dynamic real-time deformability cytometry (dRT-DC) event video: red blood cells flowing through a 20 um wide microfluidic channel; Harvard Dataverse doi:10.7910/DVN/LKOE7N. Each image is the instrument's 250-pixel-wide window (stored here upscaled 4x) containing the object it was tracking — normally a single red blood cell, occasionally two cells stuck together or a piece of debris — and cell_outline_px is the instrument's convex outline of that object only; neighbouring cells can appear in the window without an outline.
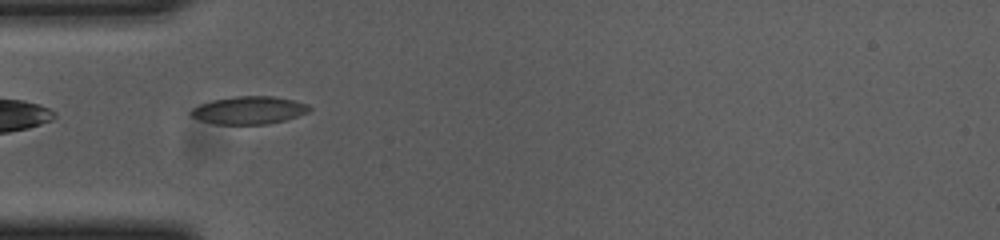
{"species": "common noctule bat (a hibernating species)", "species_latin": "Nyctalus noctula", "temperature_condition": "cold", "stored_images_in_passage": 37, "camera_frame_rate_fps": 3000, "um_per_image_px": 0.085, "animal": {"sex": "female", "body_mass_g": 23.0, "forearm_length_mm": 53.4}, "frame": {"image": 1, "passage_image": 1, "time_ms": 0.0, "image_size_px": [1000, 240], "cell_outline_px": [[312, 108], [308, 112], [284, 120], [268, 124], [216, 124], [200, 120], [192, 116], [188, 112], [192, 108], [200, 104], [212, 100], [236, 96], [272, 96], [292, 100], [308, 104]], "centroid_in_image_um": [21.14, 9.37], "position_along_channel_um": 63.9, "area_um2": 19.07}}
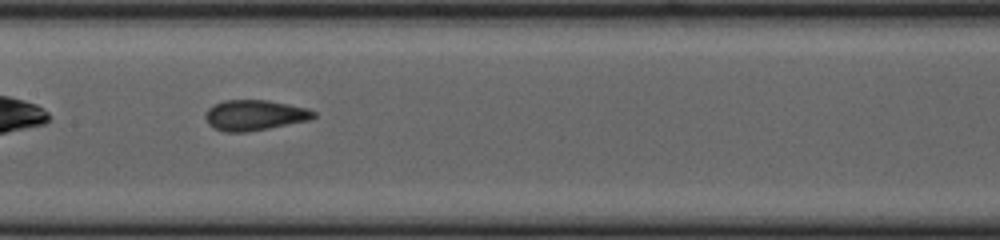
{"frame": {"image": 2, "passage_image": 11, "time_ms": 3.333, "image_size_px": [1000, 240], "cell_outline_px": [[316, 116], [308, 120], [268, 128], [244, 132], [224, 132], [208, 124], [204, 116], [208, 108], [224, 100], [268, 100], [308, 108], [316, 112]], "centroid_in_image_um": [21.64, 9.78], "position_along_channel_um": 185.8, "area_um2": 19.07}, "authors_computed_cell_mechanics": {"area_um2": 19.074, "velocity_mm_per_s": 3.6679, "shape_relaxation_time_tau1_ms": null, "shape_relaxation_time_tau2_ms": 1.5246, "deformation_change_tau1": null, "deformation_change_tau2": 0.0608}}